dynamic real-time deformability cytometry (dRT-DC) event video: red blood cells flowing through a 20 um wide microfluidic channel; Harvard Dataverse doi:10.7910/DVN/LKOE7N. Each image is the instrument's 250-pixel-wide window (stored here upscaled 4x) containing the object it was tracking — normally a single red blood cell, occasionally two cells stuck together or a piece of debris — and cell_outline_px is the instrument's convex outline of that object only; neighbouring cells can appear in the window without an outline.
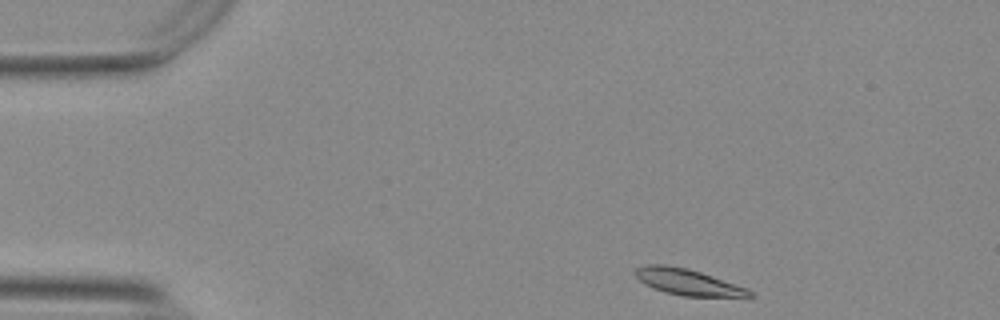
{"species": "Egyptian fruit bat (a non-hibernating species)", "species_latin": "Rousettus aegyptiacus", "temperature_condition": "warm", "stored_images_in_passage": 47, "camera_frame_rate_fps": 3000, "um_per_image_px": 0.085, "animal": {"sex": "female"}, "frame": {"image": 1, "passage_image": 1, "time_ms": 0.0, "image_size_px": [1000, 320], "cell_outline_px": [[752, 296], [684, 296], [664, 292], [644, 284], [636, 276], [636, 268], [644, 264], [664, 264], [684, 268], [700, 272], [748, 288], [752, 292]], "centroid_in_image_um": [58.42, 23.96], "position_along_channel_um": 26.6, "area_um2": 17.05}}
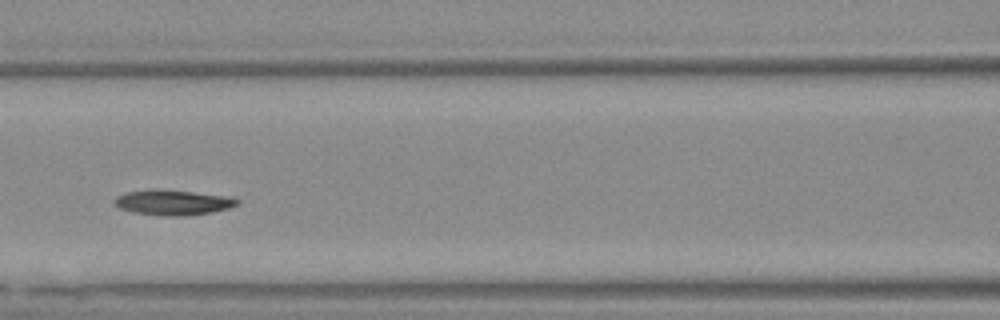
{"frame": {"image": 2, "passage_image": 17, "time_ms": 5.333, "image_size_px": [1000, 320], "cell_outline_px": [[240, 204], [228, 208], [212, 212], [184, 216], [160, 216], [132, 212], [120, 208], [112, 204], [112, 200], [116, 196], [128, 192], [192, 192], [224, 196], [240, 200]], "centroid_in_image_um": [14.7, 17.27], "position_along_channel_um": 151.9, "area_um2": 17.22}}
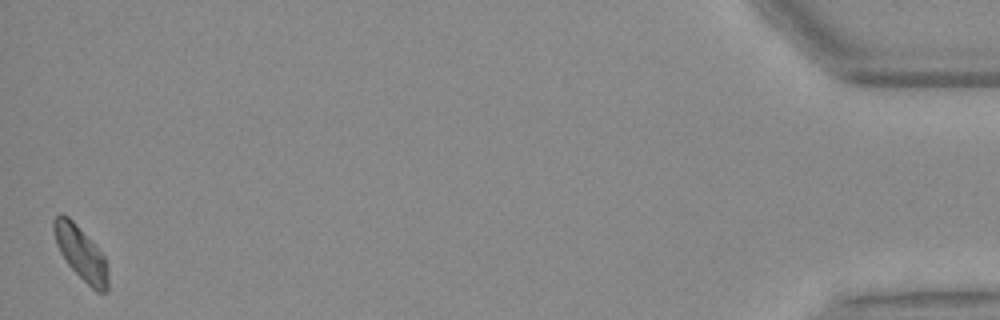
{"frame": {"image": 3, "passage_image": 47, "time_ms": 15.333, "image_size_px": [1000, 320], "cell_outline_px": [[108, 292], [96, 292], [68, 264], [60, 252], [56, 244], [52, 228], [52, 220], [60, 212], [68, 216], [72, 220], [104, 256], [108, 264]], "centroid_in_image_um": [6.86, 21.51], "position_along_channel_um": 428.3, "area_um2": 16.76}}